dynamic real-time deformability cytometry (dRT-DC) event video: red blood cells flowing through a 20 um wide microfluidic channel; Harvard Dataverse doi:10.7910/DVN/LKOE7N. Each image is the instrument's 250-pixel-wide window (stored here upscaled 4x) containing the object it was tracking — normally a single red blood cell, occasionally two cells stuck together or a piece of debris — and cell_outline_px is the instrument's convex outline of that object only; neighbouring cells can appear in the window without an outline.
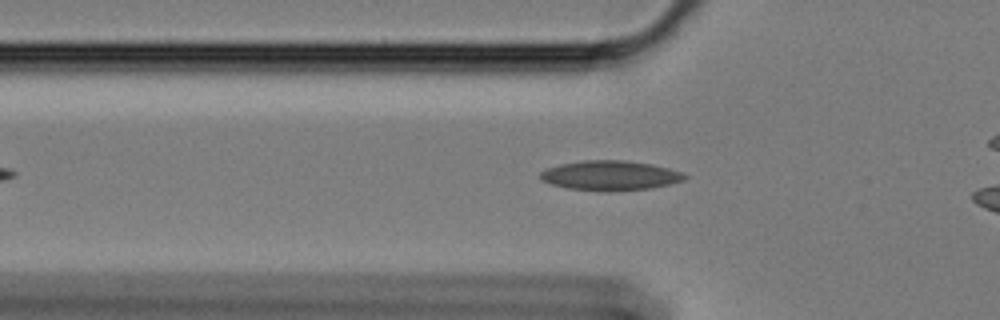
{"species": "Egyptian fruit bat (a non-hibernating species)", "species_latin": "Rousettus aegyptiacus", "temperature_condition": "cold", "stored_images_in_passage": 44, "camera_frame_rate_fps": 3000, "um_per_image_px": 0.085, "animal": {"sex": "female"}, "frame": {"image": 1, "passage_image": 12, "time_ms": 3.667, "image_size_px": [1000, 320], "cell_outline_px": [[688, 176], [684, 180], [672, 184], [652, 188], [612, 192], [604, 192], [568, 188], [552, 184], [540, 180], [540, 172], [548, 168], [560, 164], [584, 160], [624, 160], [652, 164], [668, 168], [680, 172]], "centroid_in_image_um": [51.88, 14.93], "position_along_channel_um": 73.9, "area_um2": 25.2}}
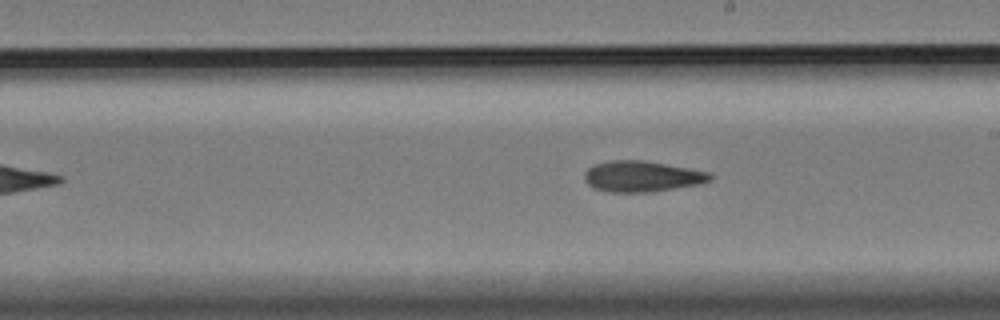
{"frame": {"image": 2, "passage_image": 26, "time_ms": 8.333, "image_size_px": [1000, 320], "cell_outline_px": [[712, 180], [700, 184], [652, 192], [608, 192], [592, 188], [584, 180], [584, 172], [592, 164], [612, 160], [644, 160], [688, 168], [708, 172], [712, 176]], "centroid_in_image_um": [54.52, 14.99], "position_along_channel_um": 234.5, "area_um2": 22.77}}
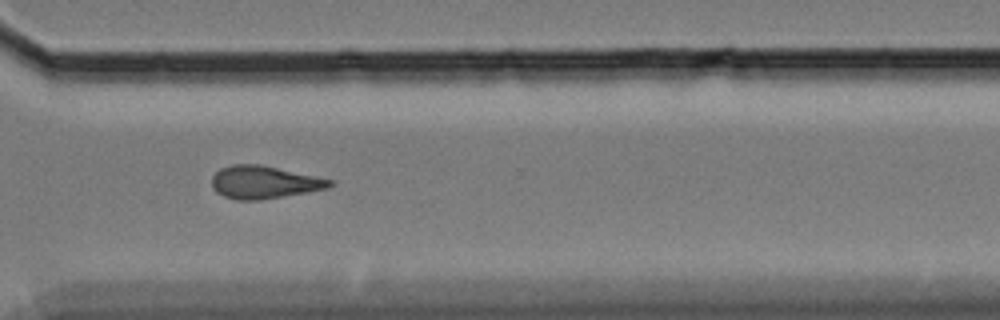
{"frame": {"image": 3, "passage_image": 36, "time_ms": 11.667, "image_size_px": [1000, 320], "cell_outline_px": [[336, 184], [328, 188], [284, 196], [260, 200], [236, 200], [224, 196], [216, 192], [212, 188], [212, 176], [220, 168], [232, 164], [260, 164], [336, 180]], "centroid_in_image_um": [22.47, 15.48], "position_along_channel_um": 348.1, "area_um2": 22.72}}